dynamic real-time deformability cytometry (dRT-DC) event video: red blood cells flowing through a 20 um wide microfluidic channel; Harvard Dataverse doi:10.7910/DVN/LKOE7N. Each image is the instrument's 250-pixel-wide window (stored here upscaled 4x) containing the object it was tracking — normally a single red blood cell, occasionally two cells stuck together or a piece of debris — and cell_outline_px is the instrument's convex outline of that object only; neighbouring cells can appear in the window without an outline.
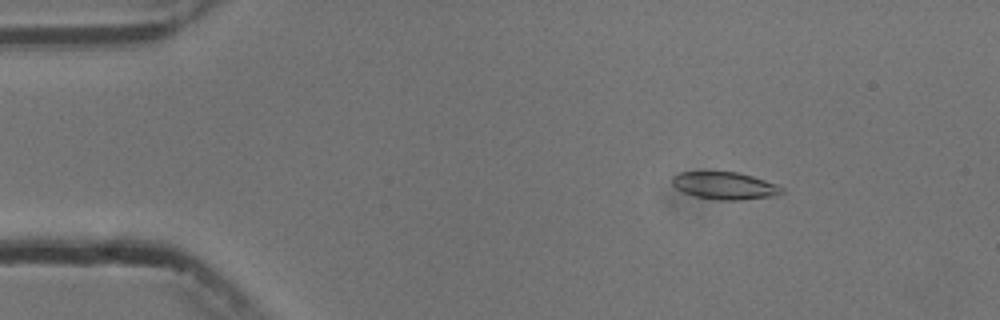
{"species": "common noctule bat (a hibernating species)", "species_latin": "Nyctalus noctula", "temperature_condition": "cold", "stored_images_in_passage": 5, "camera_frame_rate_fps": 3000, "um_per_image_px": 0.085, "animal": {"sex": "male", "body_mass_g": 13.3}, "frame": {"image": 1, "passage_image": 3, "time_ms": 2.333, "image_size_px": [1000, 320], "cell_outline_px": [[784, 192], [780, 196], [740, 200], [716, 200], [696, 196], [684, 192], [676, 188], [672, 184], [672, 176], [680, 172], [736, 172], [752, 176], [776, 184], [784, 188]], "centroid_in_image_um": [61.65, 15.8], "position_along_channel_um": 23.4, "area_um2": 17.57}}
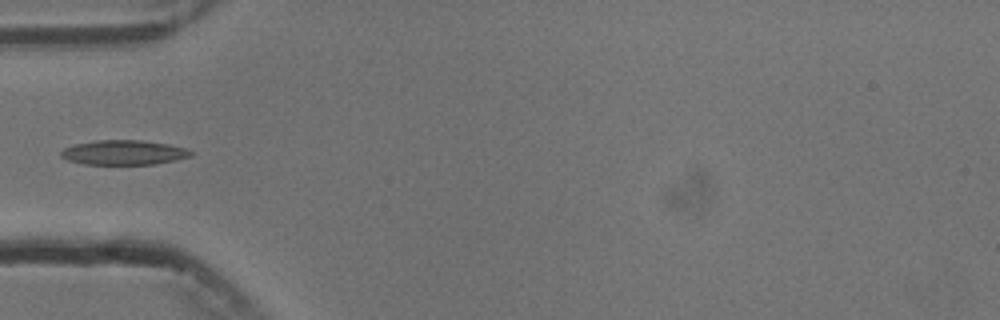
{"frame": {"image": 2, "passage_image": 5, "time_ms": 5.667, "image_size_px": [1000, 320], "cell_outline_px": [[192, 156], [176, 160], [152, 164], [84, 164], [68, 160], [60, 156], [60, 152], [64, 148], [76, 144], [96, 140], [140, 140], [168, 144], [188, 148], [192, 152]], "centroid_in_image_um": [10.53, 12.96], "position_along_channel_um": 74.5, "area_um2": 18.61}}